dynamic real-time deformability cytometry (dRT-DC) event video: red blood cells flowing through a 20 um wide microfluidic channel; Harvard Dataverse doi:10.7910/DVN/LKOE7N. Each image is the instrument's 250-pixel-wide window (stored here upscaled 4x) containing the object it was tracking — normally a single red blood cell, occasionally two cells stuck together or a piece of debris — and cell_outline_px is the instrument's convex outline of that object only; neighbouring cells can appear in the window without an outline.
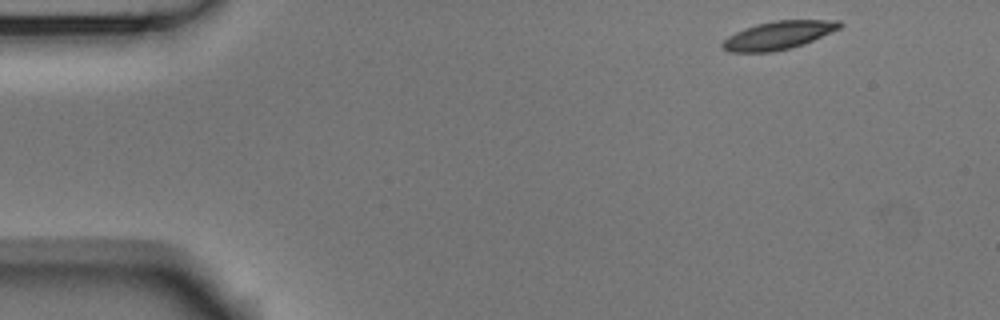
{"species": "Egyptian fruit bat (a non-hibernating species)", "species_latin": "Rousettus aegyptiacus", "temperature_condition": "room temperature", "stored_images_in_passage": 11, "camera_frame_rate_fps": 3000, "um_per_image_px": 0.085, "animal": {"sex": "male"}, "frame": {"image": 1, "passage_image": 1, "time_ms": 0.0, "image_size_px": [1000, 320], "cell_outline_px": [[844, 24], [840, 28], [812, 40], [788, 48], [772, 52], [732, 52], [724, 48], [720, 44], [728, 36], [744, 28], [756, 24], [776, 20], [840, 20]], "centroid_in_image_um": [66.15, 2.98], "position_along_channel_um": 18.8, "area_um2": 18.96}}
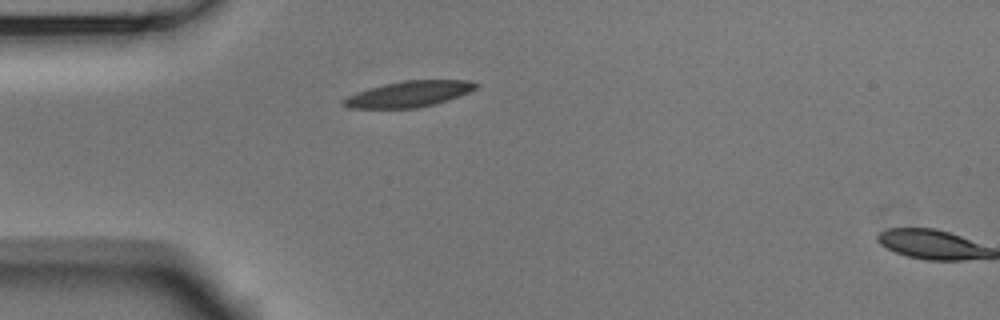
{"frame": {"image": 2, "passage_image": 10, "time_ms": 3.0, "image_size_px": [1000, 320], "cell_outline_px": [[480, 84], [476, 88], [468, 92], [436, 104], [416, 108], [352, 108], [340, 104], [340, 100], [356, 92], [368, 88], [384, 84], [404, 80], [468, 80]], "centroid_in_image_um": [34.72, 7.99], "position_along_channel_um": 50.3, "area_um2": 20.0}}